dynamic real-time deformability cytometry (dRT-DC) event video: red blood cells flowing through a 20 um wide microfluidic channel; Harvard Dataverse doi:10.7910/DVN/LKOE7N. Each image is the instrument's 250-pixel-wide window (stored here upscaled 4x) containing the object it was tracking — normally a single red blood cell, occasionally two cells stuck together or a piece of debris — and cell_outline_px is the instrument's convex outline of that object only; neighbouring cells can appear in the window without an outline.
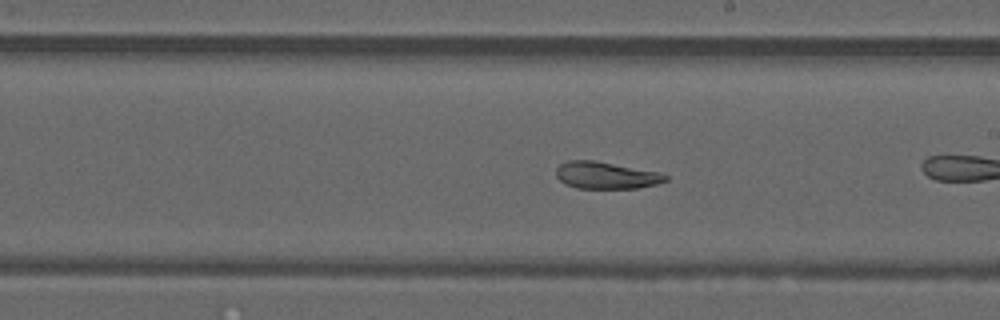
{"species": "common noctule bat (a hibernating species)", "species_latin": "Nyctalus noctula", "temperature_condition": "warm", "stored_images_in_passage": 40, "camera_frame_rate_fps": 3000, "um_per_image_px": 0.085, "animal": {"sex": "male", "forearm_length_mm": 52.5}, "frame": {"image": 1, "passage_image": 18, "time_ms": 5.667, "image_size_px": [1000, 320], "cell_outline_px": [[668, 180], [656, 184], [640, 188], [576, 188], [560, 180], [556, 176], [556, 168], [560, 164], [568, 160], [596, 160], [660, 172], [668, 176]], "centroid_in_image_um": [51.53, 14.89], "position_along_channel_um": 237.5, "area_um2": 17.28}, "authors_computed_cell_mechanics": {"area_um2": 19.2763, "velocity_mm_per_s": 4.1746, "shape_relaxation_time_tau1_ms": null, "shape_relaxation_time_tau2_ms": 2.7161, "deformation_change_tau1": null, "deformation_change_tau2": 0.0838}}